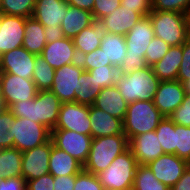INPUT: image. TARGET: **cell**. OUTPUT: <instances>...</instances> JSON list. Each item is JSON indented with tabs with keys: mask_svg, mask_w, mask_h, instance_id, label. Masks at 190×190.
I'll use <instances>...</instances> for the list:
<instances>
[{
	"mask_svg": "<svg viewBox=\"0 0 190 190\" xmlns=\"http://www.w3.org/2000/svg\"><path fill=\"white\" fill-rule=\"evenodd\" d=\"M155 37L170 46L183 44L189 39L187 15L172 11H152L149 15Z\"/></svg>",
	"mask_w": 190,
	"mask_h": 190,
	"instance_id": "5b68a950",
	"label": "cell"
},
{
	"mask_svg": "<svg viewBox=\"0 0 190 190\" xmlns=\"http://www.w3.org/2000/svg\"><path fill=\"white\" fill-rule=\"evenodd\" d=\"M182 57V44L171 46L166 55L151 66L160 82L177 80Z\"/></svg>",
	"mask_w": 190,
	"mask_h": 190,
	"instance_id": "d4e9b609",
	"label": "cell"
},
{
	"mask_svg": "<svg viewBox=\"0 0 190 190\" xmlns=\"http://www.w3.org/2000/svg\"><path fill=\"white\" fill-rule=\"evenodd\" d=\"M54 190H73L75 185V175L54 177Z\"/></svg>",
	"mask_w": 190,
	"mask_h": 190,
	"instance_id": "681fc988",
	"label": "cell"
},
{
	"mask_svg": "<svg viewBox=\"0 0 190 190\" xmlns=\"http://www.w3.org/2000/svg\"><path fill=\"white\" fill-rule=\"evenodd\" d=\"M100 48L106 56L107 62L114 67H120L127 55L125 36L113 33H106L101 40Z\"/></svg>",
	"mask_w": 190,
	"mask_h": 190,
	"instance_id": "83f0119b",
	"label": "cell"
},
{
	"mask_svg": "<svg viewBox=\"0 0 190 190\" xmlns=\"http://www.w3.org/2000/svg\"><path fill=\"white\" fill-rule=\"evenodd\" d=\"M54 176L50 173L42 175L41 177L27 181V190H54Z\"/></svg>",
	"mask_w": 190,
	"mask_h": 190,
	"instance_id": "7dc6e473",
	"label": "cell"
},
{
	"mask_svg": "<svg viewBox=\"0 0 190 190\" xmlns=\"http://www.w3.org/2000/svg\"><path fill=\"white\" fill-rule=\"evenodd\" d=\"M45 36L46 43L54 42L65 37L61 25H57L56 28L45 27Z\"/></svg>",
	"mask_w": 190,
	"mask_h": 190,
	"instance_id": "f907efd6",
	"label": "cell"
},
{
	"mask_svg": "<svg viewBox=\"0 0 190 190\" xmlns=\"http://www.w3.org/2000/svg\"><path fill=\"white\" fill-rule=\"evenodd\" d=\"M106 33L104 24L100 20H94L91 26L77 34L72 40L78 58L99 48Z\"/></svg>",
	"mask_w": 190,
	"mask_h": 190,
	"instance_id": "cb8c5ba5",
	"label": "cell"
},
{
	"mask_svg": "<svg viewBox=\"0 0 190 190\" xmlns=\"http://www.w3.org/2000/svg\"><path fill=\"white\" fill-rule=\"evenodd\" d=\"M160 80L154 74L151 66L141 70H133L131 73L121 75L115 84L123 99L128 102L153 101Z\"/></svg>",
	"mask_w": 190,
	"mask_h": 190,
	"instance_id": "277c9868",
	"label": "cell"
},
{
	"mask_svg": "<svg viewBox=\"0 0 190 190\" xmlns=\"http://www.w3.org/2000/svg\"><path fill=\"white\" fill-rule=\"evenodd\" d=\"M62 102L50 90H39L35 98L13 104L9 109L15 117L28 118L50 131L55 128Z\"/></svg>",
	"mask_w": 190,
	"mask_h": 190,
	"instance_id": "6da1fadb",
	"label": "cell"
},
{
	"mask_svg": "<svg viewBox=\"0 0 190 190\" xmlns=\"http://www.w3.org/2000/svg\"><path fill=\"white\" fill-rule=\"evenodd\" d=\"M132 190H170V188L158 181L147 165H138Z\"/></svg>",
	"mask_w": 190,
	"mask_h": 190,
	"instance_id": "d6a6232c",
	"label": "cell"
},
{
	"mask_svg": "<svg viewBox=\"0 0 190 190\" xmlns=\"http://www.w3.org/2000/svg\"><path fill=\"white\" fill-rule=\"evenodd\" d=\"M186 93L178 80L160 82L153 103L164 117H169L183 102Z\"/></svg>",
	"mask_w": 190,
	"mask_h": 190,
	"instance_id": "e0dca14e",
	"label": "cell"
},
{
	"mask_svg": "<svg viewBox=\"0 0 190 190\" xmlns=\"http://www.w3.org/2000/svg\"><path fill=\"white\" fill-rule=\"evenodd\" d=\"M121 6L131 9L142 17H146L152 12L151 0H121Z\"/></svg>",
	"mask_w": 190,
	"mask_h": 190,
	"instance_id": "bcb514c9",
	"label": "cell"
},
{
	"mask_svg": "<svg viewBox=\"0 0 190 190\" xmlns=\"http://www.w3.org/2000/svg\"><path fill=\"white\" fill-rule=\"evenodd\" d=\"M6 107L4 105V101H3V98L2 96L0 95V111L4 110Z\"/></svg>",
	"mask_w": 190,
	"mask_h": 190,
	"instance_id": "11a10c76",
	"label": "cell"
},
{
	"mask_svg": "<svg viewBox=\"0 0 190 190\" xmlns=\"http://www.w3.org/2000/svg\"><path fill=\"white\" fill-rule=\"evenodd\" d=\"M26 18L0 13V56L22 47Z\"/></svg>",
	"mask_w": 190,
	"mask_h": 190,
	"instance_id": "2e32d148",
	"label": "cell"
},
{
	"mask_svg": "<svg viewBox=\"0 0 190 190\" xmlns=\"http://www.w3.org/2000/svg\"><path fill=\"white\" fill-rule=\"evenodd\" d=\"M7 135L14 139V147L24 152L46 143L51 138V131L28 118L14 117Z\"/></svg>",
	"mask_w": 190,
	"mask_h": 190,
	"instance_id": "ba28073f",
	"label": "cell"
},
{
	"mask_svg": "<svg viewBox=\"0 0 190 190\" xmlns=\"http://www.w3.org/2000/svg\"><path fill=\"white\" fill-rule=\"evenodd\" d=\"M51 140L54 146L65 151L83 165L85 164L90 152L92 136L71 130L53 129Z\"/></svg>",
	"mask_w": 190,
	"mask_h": 190,
	"instance_id": "8fae6325",
	"label": "cell"
},
{
	"mask_svg": "<svg viewBox=\"0 0 190 190\" xmlns=\"http://www.w3.org/2000/svg\"><path fill=\"white\" fill-rule=\"evenodd\" d=\"M83 164L65 151L53 145L49 159V173L54 177L77 175L83 170Z\"/></svg>",
	"mask_w": 190,
	"mask_h": 190,
	"instance_id": "484cf974",
	"label": "cell"
},
{
	"mask_svg": "<svg viewBox=\"0 0 190 190\" xmlns=\"http://www.w3.org/2000/svg\"><path fill=\"white\" fill-rule=\"evenodd\" d=\"M155 132L159 138L164 153L176 155L175 123L169 117H164L159 122Z\"/></svg>",
	"mask_w": 190,
	"mask_h": 190,
	"instance_id": "836d02e7",
	"label": "cell"
},
{
	"mask_svg": "<svg viewBox=\"0 0 190 190\" xmlns=\"http://www.w3.org/2000/svg\"><path fill=\"white\" fill-rule=\"evenodd\" d=\"M78 62L83 67L84 71L103 66H113L111 62H107L106 56L100 47L90 53L80 56Z\"/></svg>",
	"mask_w": 190,
	"mask_h": 190,
	"instance_id": "ab89813d",
	"label": "cell"
},
{
	"mask_svg": "<svg viewBox=\"0 0 190 190\" xmlns=\"http://www.w3.org/2000/svg\"><path fill=\"white\" fill-rule=\"evenodd\" d=\"M69 5L92 12L95 0H65Z\"/></svg>",
	"mask_w": 190,
	"mask_h": 190,
	"instance_id": "f5cc1de1",
	"label": "cell"
},
{
	"mask_svg": "<svg viewBox=\"0 0 190 190\" xmlns=\"http://www.w3.org/2000/svg\"><path fill=\"white\" fill-rule=\"evenodd\" d=\"M138 165L136 158L128 148L97 176L104 189L132 190Z\"/></svg>",
	"mask_w": 190,
	"mask_h": 190,
	"instance_id": "52a82bcc",
	"label": "cell"
},
{
	"mask_svg": "<svg viewBox=\"0 0 190 190\" xmlns=\"http://www.w3.org/2000/svg\"><path fill=\"white\" fill-rule=\"evenodd\" d=\"M187 15V21H188V28H189V39H190V14Z\"/></svg>",
	"mask_w": 190,
	"mask_h": 190,
	"instance_id": "9f6ffc18",
	"label": "cell"
},
{
	"mask_svg": "<svg viewBox=\"0 0 190 190\" xmlns=\"http://www.w3.org/2000/svg\"><path fill=\"white\" fill-rule=\"evenodd\" d=\"M36 0H2L0 13L24 18L33 17Z\"/></svg>",
	"mask_w": 190,
	"mask_h": 190,
	"instance_id": "e575fe53",
	"label": "cell"
},
{
	"mask_svg": "<svg viewBox=\"0 0 190 190\" xmlns=\"http://www.w3.org/2000/svg\"><path fill=\"white\" fill-rule=\"evenodd\" d=\"M41 55L54 69H59L66 64L78 62V55L73 40L66 37L47 43Z\"/></svg>",
	"mask_w": 190,
	"mask_h": 190,
	"instance_id": "d6986e66",
	"label": "cell"
},
{
	"mask_svg": "<svg viewBox=\"0 0 190 190\" xmlns=\"http://www.w3.org/2000/svg\"><path fill=\"white\" fill-rule=\"evenodd\" d=\"M154 37L155 34L149 16L140 19L127 32L125 35L127 55L123 64L119 67L122 75L131 73L133 70H141L148 67L145 60V53Z\"/></svg>",
	"mask_w": 190,
	"mask_h": 190,
	"instance_id": "7a4b0ae2",
	"label": "cell"
},
{
	"mask_svg": "<svg viewBox=\"0 0 190 190\" xmlns=\"http://www.w3.org/2000/svg\"><path fill=\"white\" fill-rule=\"evenodd\" d=\"M73 190H104L98 176L84 169L75 175V185Z\"/></svg>",
	"mask_w": 190,
	"mask_h": 190,
	"instance_id": "60d3db41",
	"label": "cell"
},
{
	"mask_svg": "<svg viewBox=\"0 0 190 190\" xmlns=\"http://www.w3.org/2000/svg\"><path fill=\"white\" fill-rule=\"evenodd\" d=\"M89 117L92 138L124 134L123 120L111 116L93 105L89 106Z\"/></svg>",
	"mask_w": 190,
	"mask_h": 190,
	"instance_id": "44dd1931",
	"label": "cell"
},
{
	"mask_svg": "<svg viewBox=\"0 0 190 190\" xmlns=\"http://www.w3.org/2000/svg\"><path fill=\"white\" fill-rule=\"evenodd\" d=\"M186 14H190V5L188 7V10H187Z\"/></svg>",
	"mask_w": 190,
	"mask_h": 190,
	"instance_id": "680465c9",
	"label": "cell"
},
{
	"mask_svg": "<svg viewBox=\"0 0 190 190\" xmlns=\"http://www.w3.org/2000/svg\"><path fill=\"white\" fill-rule=\"evenodd\" d=\"M22 152L15 147L0 149V178L22 176Z\"/></svg>",
	"mask_w": 190,
	"mask_h": 190,
	"instance_id": "f546056e",
	"label": "cell"
},
{
	"mask_svg": "<svg viewBox=\"0 0 190 190\" xmlns=\"http://www.w3.org/2000/svg\"><path fill=\"white\" fill-rule=\"evenodd\" d=\"M93 106L124 121L128 102L123 99V96L114 85L103 88L96 97Z\"/></svg>",
	"mask_w": 190,
	"mask_h": 190,
	"instance_id": "603a6c76",
	"label": "cell"
},
{
	"mask_svg": "<svg viewBox=\"0 0 190 190\" xmlns=\"http://www.w3.org/2000/svg\"><path fill=\"white\" fill-rule=\"evenodd\" d=\"M120 6L121 0H95L91 13L93 14L94 20H101Z\"/></svg>",
	"mask_w": 190,
	"mask_h": 190,
	"instance_id": "ee69618b",
	"label": "cell"
},
{
	"mask_svg": "<svg viewBox=\"0 0 190 190\" xmlns=\"http://www.w3.org/2000/svg\"><path fill=\"white\" fill-rule=\"evenodd\" d=\"M14 117L9 108L0 111V149L14 147V139L7 135Z\"/></svg>",
	"mask_w": 190,
	"mask_h": 190,
	"instance_id": "f35d334b",
	"label": "cell"
},
{
	"mask_svg": "<svg viewBox=\"0 0 190 190\" xmlns=\"http://www.w3.org/2000/svg\"><path fill=\"white\" fill-rule=\"evenodd\" d=\"M93 21L94 17L91 12L69 5L61 29L66 38L73 39L83 29L91 26Z\"/></svg>",
	"mask_w": 190,
	"mask_h": 190,
	"instance_id": "4316f807",
	"label": "cell"
},
{
	"mask_svg": "<svg viewBox=\"0 0 190 190\" xmlns=\"http://www.w3.org/2000/svg\"><path fill=\"white\" fill-rule=\"evenodd\" d=\"M170 48L171 46L165 43L162 39L154 37L151 43L148 45L147 51L145 53L147 65L153 66L166 55Z\"/></svg>",
	"mask_w": 190,
	"mask_h": 190,
	"instance_id": "74e56055",
	"label": "cell"
},
{
	"mask_svg": "<svg viewBox=\"0 0 190 190\" xmlns=\"http://www.w3.org/2000/svg\"><path fill=\"white\" fill-rule=\"evenodd\" d=\"M0 190H27V181L21 177L2 178Z\"/></svg>",
	"mask_w": 190,
	"mask_h": 190,
	"instance_id": "c3c4849f",
	"label": "cell"
},
{
	"mask_svg": "<svg viewBox=\"0 0 190 190\" xmlns=\"http://www.w3.org/2000/svg\"><path fill=\"white\" fill-rule=\"evenodd\" d=\"M182 85H183V89H184L185 93L190 94V77H189V79L183 81Z\"/></svg>",
	"mask_w": 190,
	"mask_h": 190,
	"instance_id": "db71d44e",
	"label": "cell"
},
{
	"mask_svg": "<svg viewBox=\"0 0 190 190\" xmlns=\"http://www.w3.org/2000/svg\"><path fill=\"white\" fill-rule=\"evenodd\" d=\"M170 190H190V165L184 171L178 182Z\"/></svg>",
	"mask_w": 190,
	"mask_h": 190,
	"instance_id": "816d5d0a",
	"label": "cell"
},
{
	"mask_svg": "<svg viewBox=\"0 0 190 190\" xmlns=\"http://www.w3.org/2000/svg\"><path fill=\"white\" fill-rule=\"evenodd\" d=\"M128 148V138L125 134L92 138L90 152L83 168L97 175Z\"/></svg>",
	"mask_w": 190,
	"mask_h": 190,
	"instance_id": "3957f363",
	"label": "cell"
},
{
	"mask_svg": "<svg viewBox=\"0 0 190 190\" xmlns=\"http://www.w3.org/2000/svg\"><path fill=\"white\" fill-rule=\"evenodd\" d=\"M52 148L51 138L33 149L22 152V177L31 181L49 173V159Z\"/></svg>",
	"mask_w": 190,
	"mask_h": 190,
	"instance_id": "5bb4252c",
	"label": "cell"
},
{
	"mask_svg": "<svg viewBox=\"0 0 190 190\" xmlns=\"http://www.w3.org/2000/svg\"><path fill=\"white\" fill-rule=\"evenodd\" d=\"M84 72L79 62L70 63L55 69L53 92L62 103L76 102L78 93L79 77Z\"/></svg>",
	"mask_w": 190,
	"mask_h": 190,
	"instance_id": "9c48e42d",
	"label": "cell"
},
{
	"mask_svg": "<svg viewBox=\"0 0 190 190\" xmlns=\"http://www.w3.org/2000/svg\"><path fill=\"white\" fill-rule=\"evenodd\" d=\"M102 88L114 86L121 77L119 67L103 66L87 71Z\"/></svg>",
	"mask_w": 190,
	"mask_h": 190,
	"instance_id": "d590c367",
	"label": "cell"
},
{
	"mask_svg": "<svg viewBox=\"0 0 190 190\" xmlns=\"http://www.w3.org/2000/svg\"><path fill=\"white\" fill-rule=\"evenodd\" d=\"M190 0H151L152 11H172L186 14Z\"/></svg>",
	"mask_w": 190,
	"mask_h": 190,
	"instance_id": "b9f144b4",
	"label": "cell"
},
{
	"mask_svg": "<svg viewBox=\"0 0 190 190\" xmlns=\"http://www.w3.org/2000/svg\"><path fill=\"white\" fill-rule=\"evenodd\" d=\"M90 123L89 106L77 102L62 103L54 129L71 130L91 136Z\"/></svg>",
	"mask_w": 190,
	"mask_h": 190,
	"instance_id": "7c38bea8",
	"label": "cell"
},
{
	"mask_svg": "<svg viewBox=\"0 0 190 190\" xmlns=\"http://www.w3.org/2000/svg\"><path fill=\"white\" fill-rule=\"evenodd\" d=\"M102 89L94 78L87 71H84L79 77L76 102L86 106H92Z\"/></svg>",
	"mask_w": 190,
	"mask_h": 190,
	"instance_id": "4dcf8cb0",
	"label": "cell"
},
{
	"mask_svg": "<svg viewBox=\"0 0 190 190\" xmlns=\"http://www.w3.org/2000/svg\"><path fill=\"white\" fill-rule=\"evenodd\" d=\"M32 79H25L10 73H2L0 93L6 108L18 102L35 98L38 93Z\"/></svg>",
	"mask_w": 190,
	"mask_h": 190,
	"instance_id": "30bf717a",
	"label": "cell"
},
{
	"mask_svg": "<svg viewBox=\"0 0 190 190\" xmlns=\"http://www.w3.org/2000/svg\"><path fill=\"white\" fill-rule=\"evenodd\" d=\"M176 155L190 163V127L175 124Z\"/></svg>",
	"mask_w": 190,
	"mask_h": 190,
	"instance_id": "8d00e7d4",
	"label": "cell"
},
{
	"mask_svg": "<svg viewBox=\"0 0 190 190\" xmlns=\"http://www.w3.org/2000/svg\"><path fill=\"white\" fill-rule=\"evenodd\" d=\"M55 69L52 68L39 54L36 55L35 67L33 70L32 80L38 90H50L53 85Z\"/></svg>",
	"mask_w": 190,
	"mask_h": 190,
	"instance_id": "1f68e13d",
	"label": "cell"
},
{
	"mask_svg": "<svg viewBox=\"0 0 190 190\" xmlns=\"http://www.w3.org/2000/svg\"><path fill=\"white\" fill-rule=\"evenodd\" d=\"M128 145L139 165H147L165 154L155 131L130 138Z\"/></svg>",
	"mask_w": 190,
	"mask_h": 190,
	"instance_id": "ac0fdd59",
	"label": "cell"
},
{
	"mask_svg": "<svg viewBox=\"0 0 190 190\" xmlns=\"http://www.w3.org/2000/svg\"><path fill=\"white\" fill-rule=\"evenodd\" d=\"M169 118L177 125L190 127V94H186L181 105L170 114Z\"/></svg>",
	"mask_w": 190,
	"mask_h": 190,
	"instance_id": "7bdbcfd3",
	"label": "cell"
},
{
	"mask_svg": "<svg viewBox=\"0 0 190 190\" xmlns=\"http://www.w3.org/2000/svg\"><path fill=\"white\" fill-rule=\"evenodd\" d=\"M36 55L24 47L15 48L0 56V70L25 79H32Z\"/></svg>",
	"mask_w": 190,
	"mask_h": 190,
	"instance_id": "9a60e30c",
	"label": "cell"
},
{
	"mask_svg": "<svg viewBox=\"0 0 190 190\" xmlns=\"http://www.w3.org/2000/svg\"><path fill=\"white\" fill-rule=\"evenodd\" d=\"M25 37L23 39L22 47L28 52L35 55L42 54L46 43L45 27L38 22L34 17L26 18Z\"/></svg>",
	"mask_w": 190,
	"mask_h": 190,
	"instance_id": "f1b7e54d",
	"label": "cell"
},
{
	"mask_svg": "<svg viewBox=\"0 0 190 190\" xmlns=\"http://www.w3.org/2000/svg\"><path fill=\"white\" fill-rule=\"evenodd\" d=\"M182 63L179 68L177 80L181 83L190 77V39L182 44Z\"/></svg>",
	"mask_w": 190,
	"mask_h": 190,
	"instance_id": "f6af8a7d",
	"label": "cell"
},
{
	"mask_svg": "<svg viewBox=\"0 0 190 190\" xmlns=\"http://www.w3.org/2000/svg\"><path fill=\"white\" fill-rule=\"evenodd\" d=\"M69 4L65 0H36L33 17L44 27L61 25Z\"/></svg>",
	"mask_w": 190,
	"mask_h": 190,
	"instance_id": "ffe728a7",
	"label": "cell"
},
{
	"mask_svg": "<svg viewBox=\"0 0 190 190\" xmlns=\"http://www.w3.org/2000/svg\"><path fill=\"white\" fill-rule=\"evenodd\" d=\"M142 18L131 9L120 6L100 21L104 24L106 32L125 36Z\"/></svg>",
	"mask_w": 190,
	"mask_h": 190,
	"instance_id": "7402d4cb",
	"label": "cell"
},
{
	"mask_svg": "<svg viewBox=\"0 0 190 190\" xmlns=\"http://www.w3.org/2000/svg\"><path fill=\"white\" fill-rule=\"evenodd\" d=\"M189 165L188 161L169 153H165L147 164L157 180L169 188L178 182Z\"/></svg>",
	"mask_w": 190,
	"mask_h": 190,
	"instance_id": "4fadbf2b",
	"label": "cell"
},
{
	"mask_svg": "<svg viewBox=\"0 0 190 190\" xmlns=\"http://www.w3.org/2000/svg\"><path fill=\"white\" fill-rule=\"evenodd\" d=\"M1 75H2V72L0 70V88H1ZM0 95H1V93H0Z\"/></svg>",
	"mask_w": 190,
	"mask_h": 190,
	"instance_id": "6f0895ef",
	"label": "cell"
},
{
	"mask_svg": "<svg viewBox=\"0 0 190 190\" xmlns=\"http://www.w3.org/2000/svg\"><path fill=\"white\" fill-rule=\"evenodd\" d=\"M164 116L153 101H135L128 103L124 124V134L128 140L146 132L155 131Z\"/></svg>",
	"mask_w": 190,
	"mask_h": 190,
	"instance_id": "8992f818",
	"label": "cell"
}]
</instances>
